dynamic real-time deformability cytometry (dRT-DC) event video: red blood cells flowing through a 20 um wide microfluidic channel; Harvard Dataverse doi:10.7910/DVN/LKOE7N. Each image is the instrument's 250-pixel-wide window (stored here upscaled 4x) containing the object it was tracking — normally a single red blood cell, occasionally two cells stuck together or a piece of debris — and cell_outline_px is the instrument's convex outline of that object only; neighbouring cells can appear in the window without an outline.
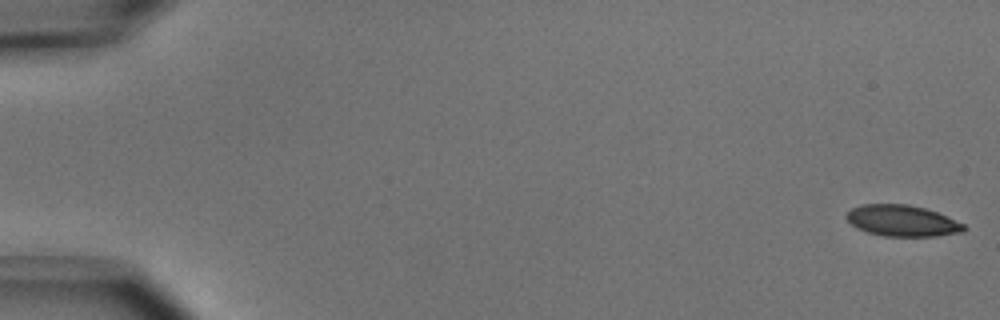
{"species": "common noctule bat (a hibernating species)", "species_latin": "Nyctalus noctula", "temperature_condition": "cold", "stored_images_in_passage": 51, "camera_frame_rate_fps": 3000, "um_per_image_px": 0.085, "animal": {"sex": "male", "body_mass_g": 15.6}, "frame": {"image": 1, "passage_image": 1, "time_ms": 0.0, "image_size_px": [1000, 320], "cell_outline_px": [[968, 228], [964, 232], [936, 236], [884, 236], [868, 232], [856, 228], [844, 216], [852, 208], [860, 204], [908, 204], [924, 208], [936, 212], [964, 224]], "centroid_in_image_um": [76.69, 18.76], "position_along_channel_um": 8.3, "area_um2": 21.33}}
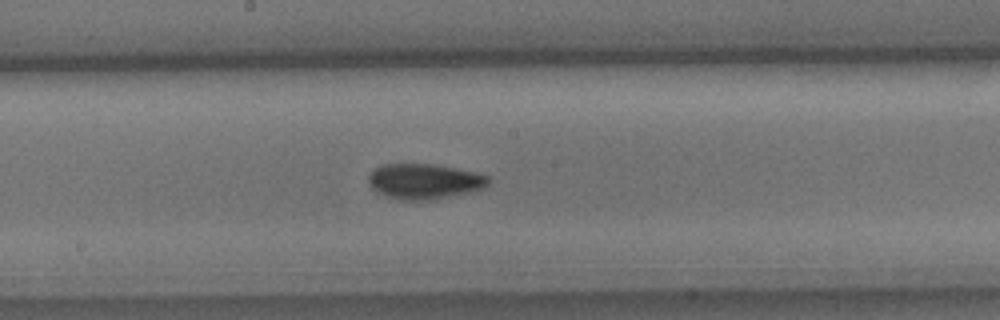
{"frame": {"image": 2, "passage_image": 28, "time_ms": 9.0, "image_size_px": [1000, 320], "cell_outline_px": [[488, 184], [484, 188], [436, 200], [396, 200], [372, 188], [368, 180], [368, 176], [376, 168], [384, 164], [432, 164], [476, 172], [488, 176]], "centroid_in_image_um": [36.08, 15.42], "position_along_channel_um": 212.1, "area_um2": 24.51}}
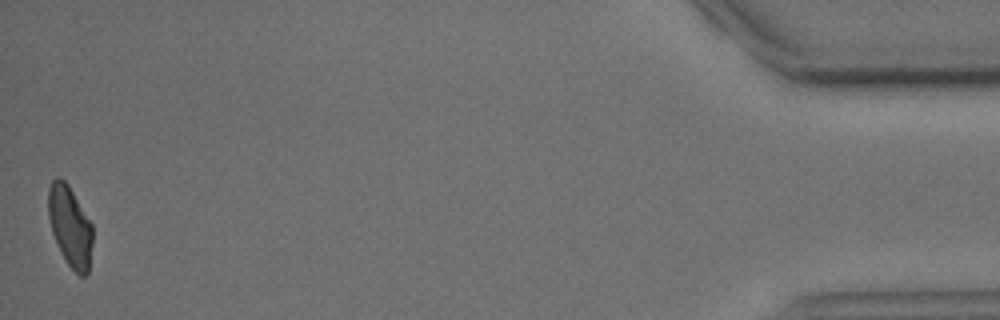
{"frame": {"image": 3, "passage_image": 51, "time_ms": 16.667, "image_size_px": [1000, 320], "cell_outline_px": [[92, 244], [88, 272], [84, 276], [80, 276], [68, 264], [60, 252], [52, 232], [48, 216], [48, 188], [52, 180], [56, 176], [60, 176], [68, 184], [92, 224]], "centroid_in_image_um": [5.94, 19.2], "position_along_channel_um": 429.3, "area_um2": 20.81}, "authors_computed_cell_mechanics": {"area_um2": 22.7154, "velocity_mm_per_s": 3.9465, "shape_relaxation_time_tau1_ms": 2.9866, "shape_relaxation_time_tau2_ms": 4.174, "deformation_change_tau1": 0.1103, "deformation_change_tau2": 0.0849}}